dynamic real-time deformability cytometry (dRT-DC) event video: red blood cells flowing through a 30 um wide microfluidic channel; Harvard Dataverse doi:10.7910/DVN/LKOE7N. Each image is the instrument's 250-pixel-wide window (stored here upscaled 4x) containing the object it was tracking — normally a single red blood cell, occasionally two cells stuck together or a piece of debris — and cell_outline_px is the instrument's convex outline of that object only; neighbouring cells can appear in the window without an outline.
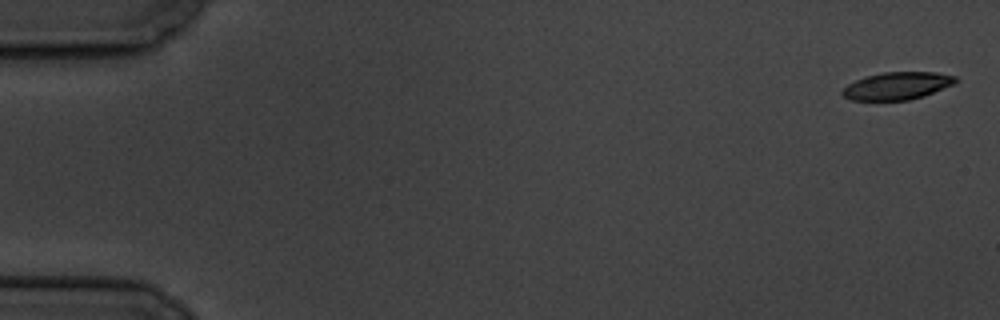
{"species": "common noctule bat (a hibernating species)", "species_latin": "Nyctalus noctula", "temperature_condition": "cold", "stored_images_in_passage": 7, "camera_frame_rate_fps": 3000, "um_per_image_px": 0.085, "animal": {"sex": "male", "body_mass_g": 19.5, "forearm_length_mm": 54.6}, "frame": {"image": 1, "passage_image": 1, "time_ms": 0.0, "image_size_px": [1000, 320], "cell_outline_px": [[960, 80], [956, 84], [924, 96], [908, 100], [852, 100], [844, 96], [840, 92], [848, 84], [864, 76], [884, 72], [936, 72], [956, 76]], "centroid_in_image_um": [76.31, 7.29], "position_along_channel_um": 8.7, "area_um2": 18.32}}
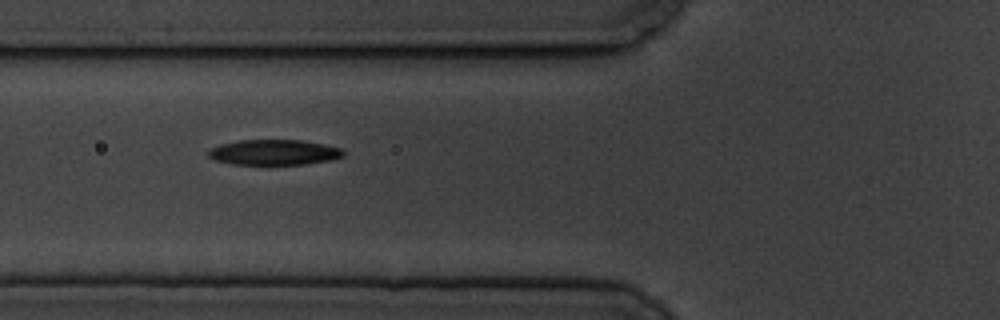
{"frame": {"image": 2, "passage_image": 6, "time_ms": 7.0, "image_size_px": [1000, 320], "cell_outline_px": [[344, 156], [328, 160], [304, 164], [232, 164], [216, 160], [208, 156], [208, 148], [220, 144], [240, 140], [300, 140], [324, 144], [340, 148], [344, 152]], "centroid_in_image_um": [23.25, 12.94], "position_along_channel_um": 102.5, "area_um2": 19.83}}
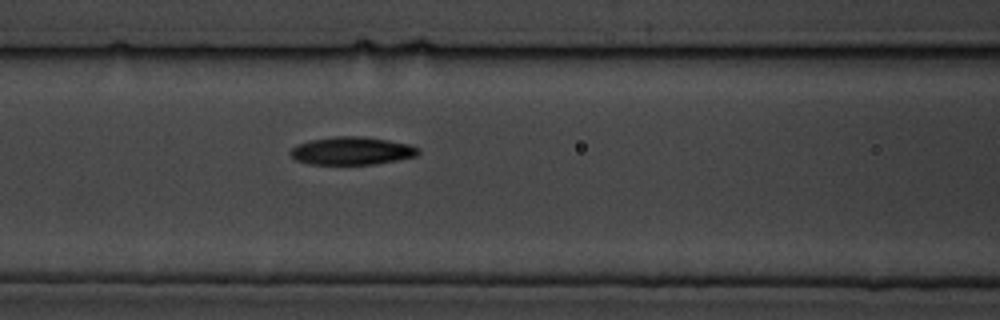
{"frame": {"image": 3, "passage_image": 7, "time_ms": 8.0, "image_size_px": [1000, 320], "cell_outline_px": [[420, 152], [416, 156], [396, 160], [372, 164], [312, 164], [296, 160], [288, 152], [296, 144], [312, 140], [332, 136], [364, 136], [388, 140], [408, 144], [420, 148]], "centroid_in_image_um": [29.9, 12.81], "position_along_channel_um": 136.7, "area_um2": 20.75}}